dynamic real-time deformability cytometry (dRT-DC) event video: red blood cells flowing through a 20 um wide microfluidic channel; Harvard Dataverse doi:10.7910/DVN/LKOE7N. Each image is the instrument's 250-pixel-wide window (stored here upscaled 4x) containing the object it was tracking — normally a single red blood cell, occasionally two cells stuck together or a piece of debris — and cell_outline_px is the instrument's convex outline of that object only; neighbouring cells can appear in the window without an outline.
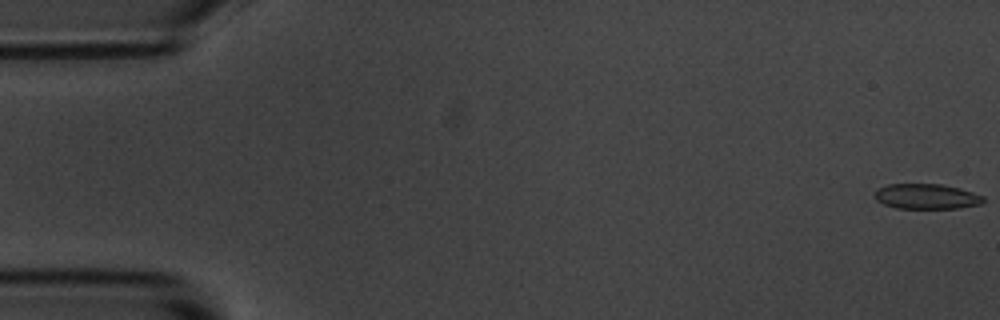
{"species": "common noctule bat (a hibernating species)", "species_latin": "Nyctalus noctula", "temperature_condition": "room temperature", "stored_images_in_passage": 55, "camera_frame_rate_fps": 3000, "um_per_image_px": 0.085, "animal": {"sex": "male", "body_mass_g": 20.1, "forearm_length_mm": 53.5}, "frame": {"image": 1, "passage_image": 1, "time_ms": 0.0, "image_size_px": [1000, 320], "cell_outline_px": [[984, 200], [980, 204], [956, 208], [896, 208], [884, 204], [876, 200], [876, 188], [888, 184], [940, 184], [960, 188], [984, 196]], "centroid_in_image_um": [78.74, 16.69], "position_along_channel_um": 6.3, "area_um2": 15.84}}
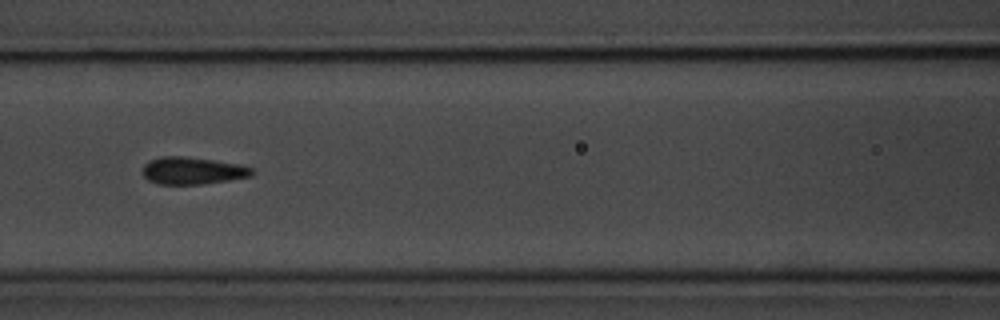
{"frame": {"image": 2, "passage_image": 24, "time_ms": 7.667, "image_size_px": [1000, 320], "cell_outline_px": [[256, 172], [252, 176], [228, 180], [200, 184], [160, 184], [148, 180], [144, 176], [144, 164], [148, 160], [160, 156], [184, 156], [240, 164], [252, 168]], "centroid_in_image_um": [16.38, 14.5], "position_along_channel_um": 150.2, "area_um2": 17.34}}
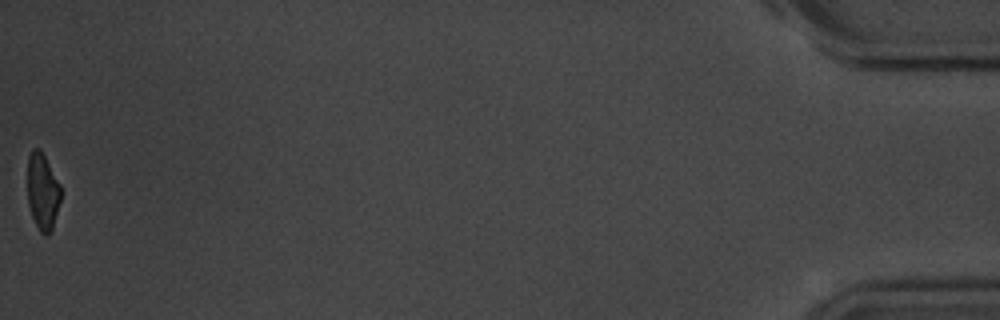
{"frame": {"image": 3, "passage_image": 55, "time_ms": 18.0, "image_size_px": [1000, 320], "cell_outline_px": [[60, 200], [52, 228], [48, 236], [44, 236], [40, 232], [32, 216], [28, 204], [28, 156], [32, 148], [40, 148], [60, 184]], "centroid_in_image_um": [3.61, 16.27], "position_along_channel_um": 431.6, "area_um2": 14.74}, "authors_computed_cell_mechanics": {"area_um2": 16.8776, "velocity_mm_per_s": 3.6944, "shape_relaxation_time_tau1_ms": 3.1331, "shape_relaxation_time_tau2_ms": 0.8376, "deformation_change_tau1": 0.1061, "deformation_change_tau2": 0.0642}}